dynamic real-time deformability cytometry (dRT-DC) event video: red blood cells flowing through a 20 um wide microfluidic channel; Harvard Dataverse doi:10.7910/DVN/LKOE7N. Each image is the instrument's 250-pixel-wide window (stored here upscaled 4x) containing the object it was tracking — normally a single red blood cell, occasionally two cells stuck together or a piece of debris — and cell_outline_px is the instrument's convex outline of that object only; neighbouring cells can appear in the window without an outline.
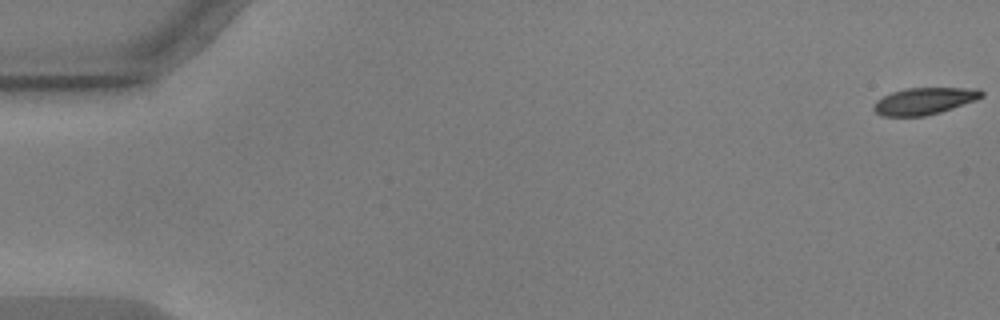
{"species": "common noctule bat (a hibernating species)", "species_latin": "Nyctalus noctula", "temperature_condition": "warm", "stored_images_in_passage": 57, "camera_frame_rate_fps": 3000, "um_per_image_px": 0.085, "animal": {"sex": "male", "body_mass_g": 17.9, "forearm_length_mm": 54.2}, "frame": {"image": 1, "passage_image": 1, "time_ms": 0.0, "image_size_px": [1000, 320], "cell_outline_px": [[984, 96], [976, 100], [940, 112], [924, 116], [880, 116], [872, 108], [876, 100], [892, 92], [908, 88], [980, 88], [984, 92]], "centroid_in_image_um": [78.58, 8.58], "position_along_channel_um": 6.4, "area_um2": 16.88}}
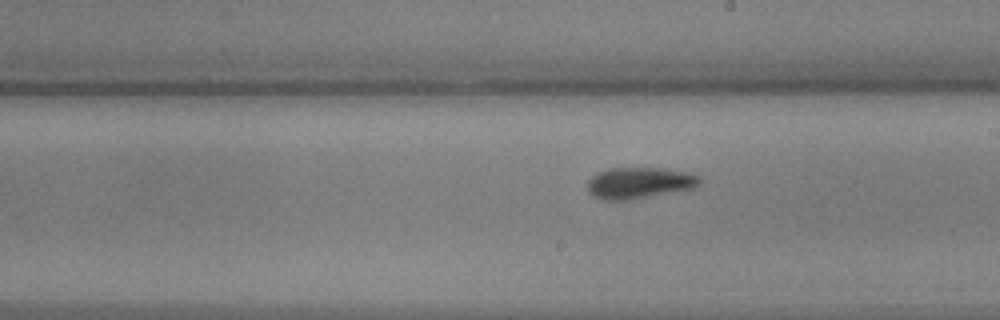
{"frame": {"image": 2, "passage_image": 33, "time_ms": 10.667, "image_size_px": [1000, 320], "cell_outline_px": [[700, 180], [692, 188], [628, 200], [600, 200], [592, 196], [588, 192], [588, 180], [596, 172], [608, 168], [664, 168], [684, 172], [700, 176]], "centroid_in_image_um": [54.24, 15.54], "position_along_channel_um": 234.8, "area_um2": 20.29}}
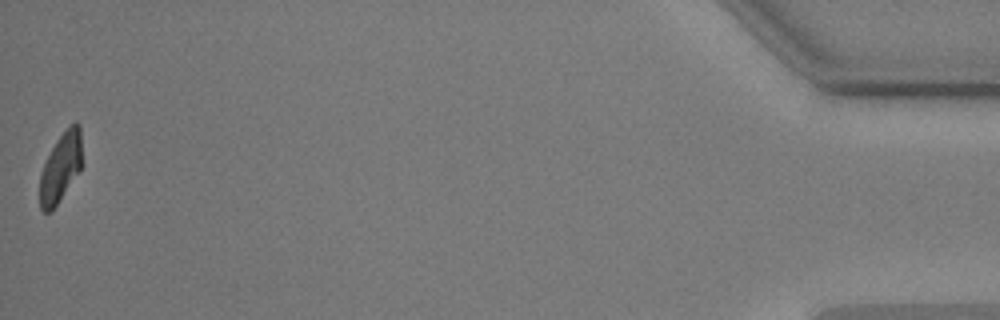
{"frame": {"image": 3, "passage_image": 57, "time_ms": 18.667, "image_size_px": [1000, 320], "cell_outline_px": [[80, 168], [52, 212], [44, 212], [40, 208], [40, 172], [56, 140], [76, 120], [80, 124]], "centroid_in_image_um": [5.12, 14.26], "position_along_channel_um": 430.1, "area_um2": 16.42}, "authors_computed_cell_mechanics": {"area_um2": 18.8428, "velocity_mm_per_s": 3.5874, "shape_relaxation_time_tau1_ms": 3.6735, "shape_relaxation_time_tau2_ms": 2.5478, "deformation_change_tau1": 0.152, "deformation_change_tau2": 0.0767}}